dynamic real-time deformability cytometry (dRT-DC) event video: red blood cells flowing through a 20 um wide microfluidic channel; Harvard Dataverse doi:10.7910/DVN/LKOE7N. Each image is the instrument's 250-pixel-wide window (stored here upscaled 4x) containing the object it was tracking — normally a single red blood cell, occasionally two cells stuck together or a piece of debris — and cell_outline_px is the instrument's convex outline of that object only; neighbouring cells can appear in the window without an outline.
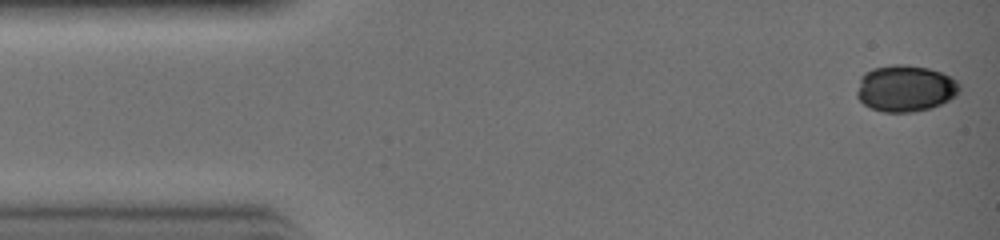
{"species": "common noctule bat (a hibernating species)", "species_latin": "Nyctalus noctula", "temperature_condition": "warm", "stored_images_in_passage": 31, "camera_frame_rate_fps": 3000, "um_per_image_px": 0.085, "animal": {"sex": "female", "body_mass_g": 19.0, "forearm_length_mm": 51.5}, "frame": {"image": 1, "passage_image": 1, "time_ms": 0.0, "image_size_px": [1000, 240], "cell_outline_px": [[960, 88], [948, 100], [940, 104], [928, 108], [912, 112], [884, 112], [872, 108], [864, 104], [856, 96], [856, 92], [860, 76], [864, 72], [872, 68], [896, 64], [904, 64], [928, 68], [940, 72], [956, 80], [960, 84]], "centroid_in_image_um": [76.9, 7.5], "position_along_channel_um": 8.1, "area_um2": 27.63}}
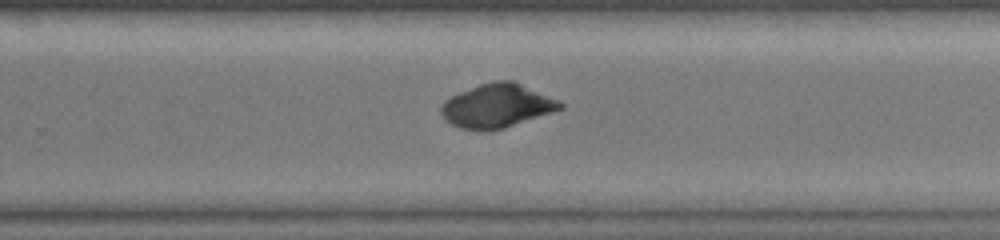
{"frame": {"image": 2, "passage_image": 20, "time_ms": 6.333, "image_size_px": [1000, 240], "cell_outline_px": [[564, 108], [504, 128], [488, 132], [460, 128], [444, 120], [440, 112], [440, 108], [444, 100], [460, 92], [480, 84], [492, 80], [516, 80], [560, 100], [564, 104]], "centroid_in_image_um": [42.27, 8.98], "position_along_channel_um": 287.5, "area_um2": 30.81}}
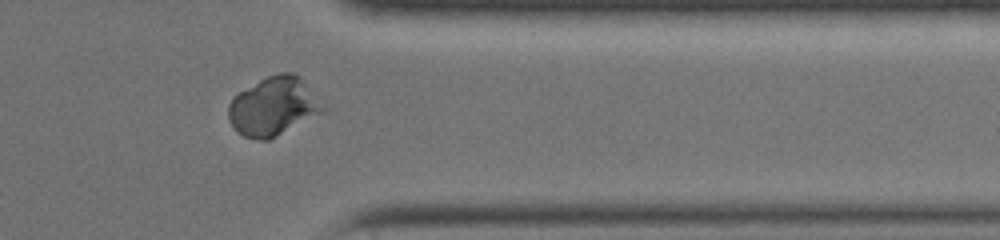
{"frame": {"image": 3, "passage_image": 25, "time_ms": 8.0, "image_size_px": [1000, 240], "cell_outline_px": [[328, 108], [324, 112], [268, 140], [256, 140], [244, 136], [236, 132], [232, 128], [228, 120], [228, 104], [232, 96], [260, 80], [276, 72], [292, 72], [300, 76]], "centroid_in_image_um": [23.24, 9.04], "position_along_channel_um": 388.2, "area_um2": 32.66}}